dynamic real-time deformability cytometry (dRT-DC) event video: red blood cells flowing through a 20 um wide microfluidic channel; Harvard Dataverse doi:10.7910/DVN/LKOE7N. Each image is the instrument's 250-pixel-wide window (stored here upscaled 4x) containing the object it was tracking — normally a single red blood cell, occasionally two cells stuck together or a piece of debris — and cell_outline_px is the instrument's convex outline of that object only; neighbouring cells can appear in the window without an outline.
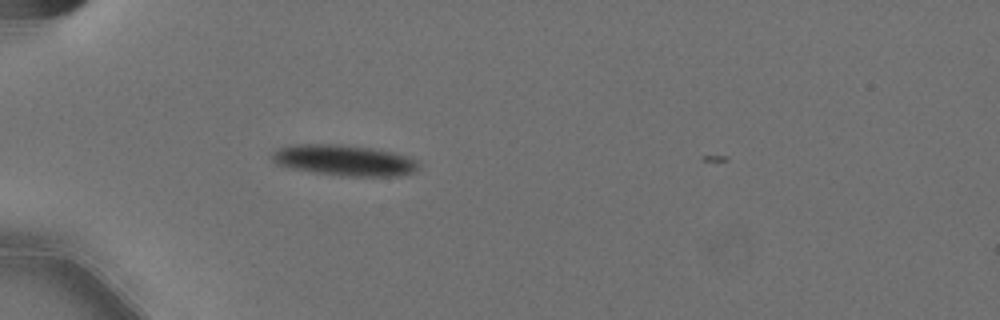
{"species": "Egyptian fruit bat (a non-hibernating species)", "species_latin": "Rousettus aegyptiacus", "temperature_condition": "cold", "stored_images_in_passage": 3, "camera_frame_rate_fps": 3000, "um_per_image_px": 0.085, "animal": {"sex": "female"}, "frame": {"image": 1, "passage_image": 2, "time_ms": 0.333, "image_size_px": [1000, 320], "cell_outline_px": [[420, 164], [416, 172], [400, 176], [344, 176], [316, 172], [292, 168], [276, 164], [272, 160], [272, 152], [276, 148], [292, 144], [340, 144], [372, 148], [392, 152], [408, 156], [416, 160]], "centroid_in_image_um": [29.27, 13.62], "position_along_channel_um": 55.7, "area_um2": 26.53}}